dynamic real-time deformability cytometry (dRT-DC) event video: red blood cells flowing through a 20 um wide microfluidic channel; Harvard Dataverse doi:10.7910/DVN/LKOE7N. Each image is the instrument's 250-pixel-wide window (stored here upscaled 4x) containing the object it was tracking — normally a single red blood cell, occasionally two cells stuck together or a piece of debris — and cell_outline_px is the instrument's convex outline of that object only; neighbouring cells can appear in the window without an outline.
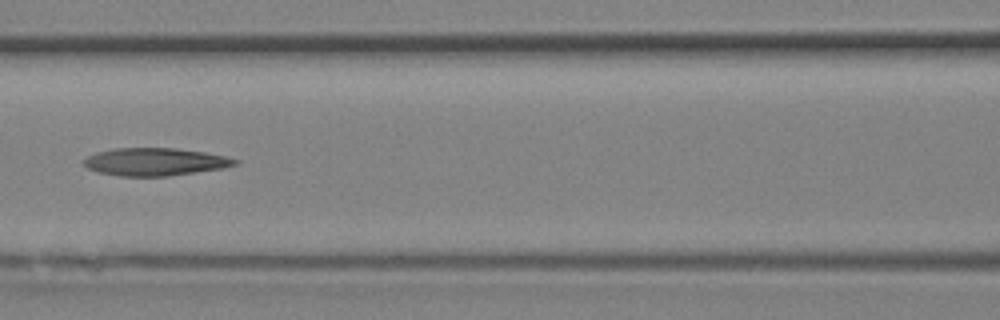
{"species": "Egyptian fruit bat (a non-hibernating species)", "species_latin": "Rousettus aegyptiacus", "temperature_condition": "room temperature", "stored_images_in_passage": 19, "camera_frame_rate_fps": 3000, "um_per_image_px": 0.085, "animal": {"sex": "female"}, "frame": {"image": 1, "passage_image": 14, "time_ms": 4.333, "image_size_px": [1000, 320], "cell_outline_px": [[240, 164], [224, 168], [168, 176], [120, 176], [96, 172], [88, 168], [84, 164], [84, 160], [88, 156], [96, 152], [112, 148], [176, 148], [204, 152], [224, 156], [240, 160]], "centroid_in_image_um": [13.2, 13.75], "position_along_channel_um": 153.4, "area_um2": 24.51}}
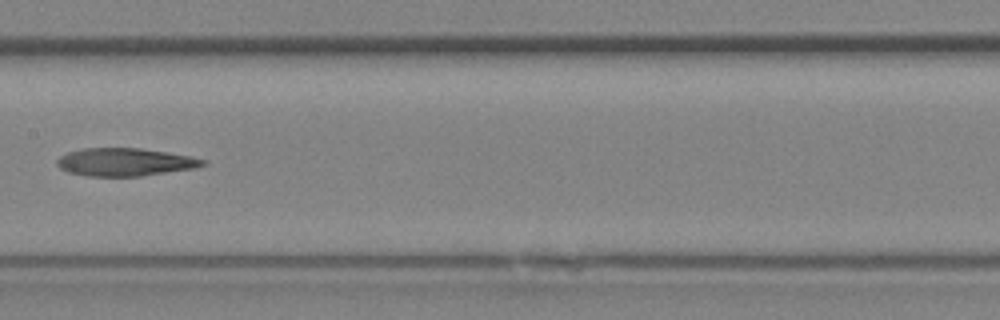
{"frame": {"image": 2, "passage_image": 16, "time_ms": 5.0, "image_size_px": [1000, 320], "cell_outline_px": [[208, 164], [196, 168], [140, 176], [88, 176], [68, 172], [60, 168], [56, 164], [56, 160], [60, 156], [68, 152], [84, 148], [140, 148], [192, 156], [208, 160]], "centroid_in_image_um": [10.66, 13.77], "position_along_channel_um": 196.7, "area_um2": 23.81}}